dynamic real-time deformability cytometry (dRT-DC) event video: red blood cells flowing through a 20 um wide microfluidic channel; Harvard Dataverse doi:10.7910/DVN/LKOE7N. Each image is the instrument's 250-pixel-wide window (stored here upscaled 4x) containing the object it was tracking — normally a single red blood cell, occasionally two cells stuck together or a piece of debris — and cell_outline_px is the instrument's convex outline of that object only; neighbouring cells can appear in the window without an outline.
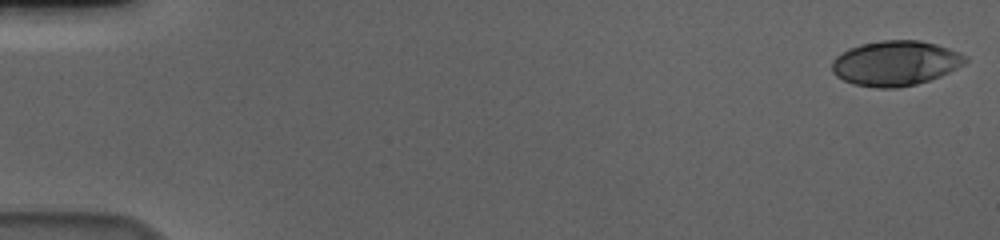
{"species": "human", "species_latin": "Homo sapiens", "temperature_condition": "cold", "stored_images_in_passage": 57, "camera_frame_rate_fps": 3000, "um_per_image_px": 0.085, "donor": {"sex": "male"}, "frame": {"image": 1, "passage_image": 1, "time_ms": 0.0, "image_size_px": [1000, 240], "cell_outline_px": [[968, 60], [964, 64], [940, 76], [916, 84], [896, 88], [876, 88], [852, 84], [836, 76], [832, 72], [832, 60], [836, 56], [848, 48], [860, 44], [880, 40], [920, 40], [936, 44], [948, 48], [968, 56]], "centroid_in_image_um": [76.09, 5.37], "position_along_channel_um": 8.9, "area_um2": 35.08}}
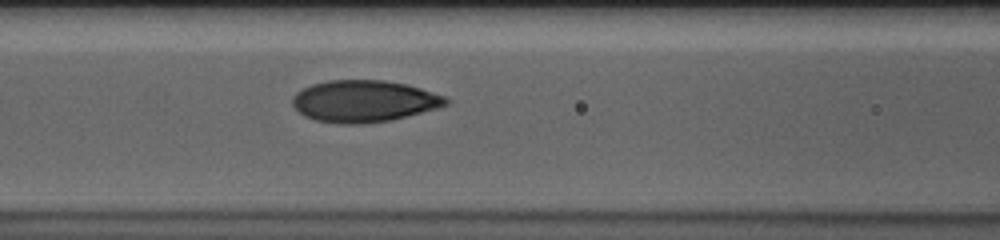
{"frame": {"image": 2, "passage_image": 25, "time_ms": 8.0, "image_size_px": [1000, 240], "cell_outline_px": [[448, 104], [436, 108], [388, 120], [356, 124], [340, 124], [316, 120], [304, 116], [292, 104], [292, 96], [296, 92], [312, 84], [328, 80], [384, 80], [404, 84], [420, 88], [444, 96], [448, 100]], "centroid_in_image_um": [30.88, 8.59], "position_along_channel_um": 135.7, "area_um2": 36.88}}
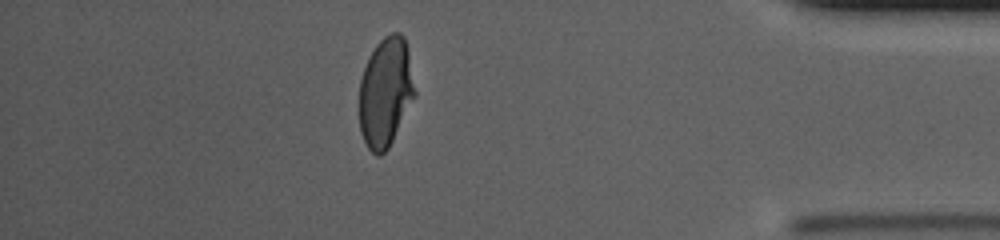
{"frame": {"image": 3, "passage_image": 50, "time_ms": 16.333, "image_size_px": [1000, 240], "cell_outline_px": [[416, 96], [388, 148], [380, 156], [376, 156], [368, 148], [360, 132], [360, 80], [368, 56], [376, 44], [384, 36], [392, 32], [400, 32], [404, 36], [408, 52], [416, 92]], "centroid_in_image_um": [32.78, 7.82], "position_along_channel_um": 402.4, "area_um2": 35.49}, "authors_computed_cell_mechanics": {"area_um2": 36.5874, "velocity_mm_per_s": 3.6441, "shape_relaxation_time_tau1_ms": 5.0588, "shape_relaxation_time_tau2_ms": 0.8376, "deformation_change_tau1": 0.1994, "deformation_change_tau2": 0.0546}}